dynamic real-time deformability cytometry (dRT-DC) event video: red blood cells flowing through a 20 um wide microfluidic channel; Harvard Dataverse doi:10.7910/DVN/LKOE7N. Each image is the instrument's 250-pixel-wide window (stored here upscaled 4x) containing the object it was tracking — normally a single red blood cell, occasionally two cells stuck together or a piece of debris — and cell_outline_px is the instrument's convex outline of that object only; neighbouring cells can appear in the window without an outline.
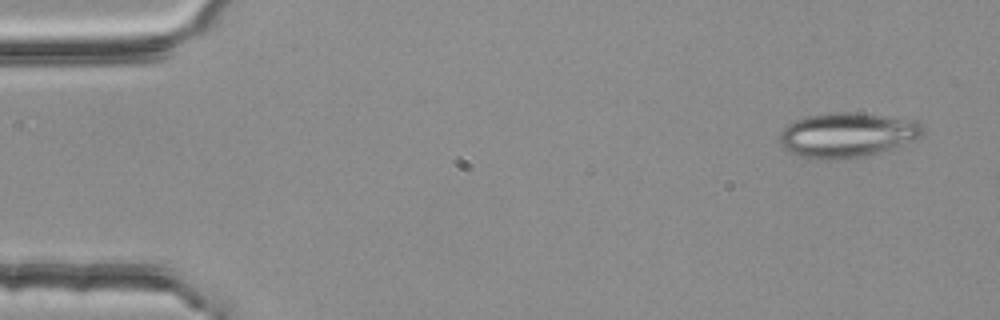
{"species": "common noctule bat (a hibernating species)", "species_latin": "Nyctalus noctula", "temperature_condition": "room temperature", "stored_images_in_passage": 3, "camera_frame_rate_fps": 3000, "um_per_image_px": 0.085, "animal": {"sex": "female", "body_mass_g": 25.1}, "frame": {"image": 1, "passage_image": 1, "time_ms": 0.0, "image_size_px": [1000, 320], "cell_outline_px": [[924, 128], [920, 136], [892, 148], [860, 156], [824, 160], [816, 160], [800, 156], [784, 148], [780, 144], [780, 132], [788, 124], [796, 120], [808, 116], [836, 112], [852, 112], [916, 120]], "centroid_in_image_um": [71.96, 11.46], "position_along_channel_um": 13.0, "area_um2": 36.59}}